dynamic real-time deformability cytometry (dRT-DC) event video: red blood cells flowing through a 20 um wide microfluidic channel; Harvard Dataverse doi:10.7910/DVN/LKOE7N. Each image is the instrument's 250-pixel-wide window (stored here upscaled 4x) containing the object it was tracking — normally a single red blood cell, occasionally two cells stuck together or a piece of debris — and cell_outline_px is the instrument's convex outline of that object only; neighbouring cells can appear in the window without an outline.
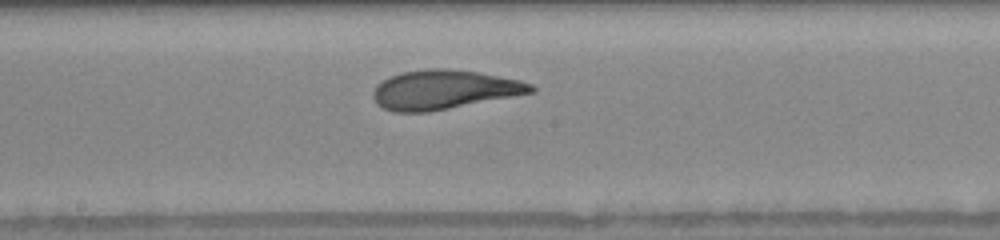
{"species": "human", "species_latin": "Homo sapiens", "temperature_condition": "warm", "stored_images_in_passage": 13, "camera_frame_rate_fps": 3000, "um_per_image_px": 0.085, "donor": {"sex": "female"}, "frame": {"image": 1, "passage_image": 8, "time_ms": 4.0, "image_size_px": [1000, 240], "cell_outline_px": [[536, 92], [428, 112], [392, 112], [376, 104], [372, 96], [372, 92], [376, 84], [388, 76], [404, 72], [432, 68], [448, 68], [476, 72], [520, 80], [532, 84], [536, 88]], "centroid_in_image_um": [37.71, 7.62], "position_along_channel_um": 210.5, "area_um2": 36.13}}